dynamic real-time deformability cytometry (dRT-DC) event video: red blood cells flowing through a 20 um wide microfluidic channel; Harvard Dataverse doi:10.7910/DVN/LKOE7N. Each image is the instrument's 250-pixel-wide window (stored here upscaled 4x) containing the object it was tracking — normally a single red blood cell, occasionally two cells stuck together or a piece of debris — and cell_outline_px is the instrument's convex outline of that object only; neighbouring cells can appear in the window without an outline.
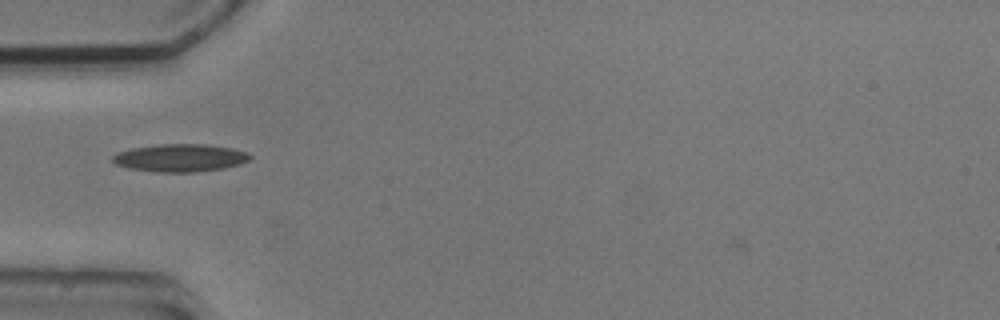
{"species": "common noctule bat (a hibernating species)", "species_latin": "Nyctalus noctula", "temperature_condition": "cold", "stored_images_in_passage": 7, "camera_frame_rate_fps": 3000, "um_per_image_px": 0.085, "animal": {"sex": "male", "body_mass_g": 20.5, "forearm_length_mm": 52.5}, "frame": {"image": 1, "passage_image": 4, "time_ms": 3.667, "image_size_px": [1000, 320], "cell_outline_px": [[252, 156], [248, 160], [240, 164], [224, 168], [196, 172], [156, 172], [128, 168], [116, 164], [112, 160], [112, 156], [116, 152], [132, 148], [160, 144], [204, 144], [232, 148], [248, 152]], "centroid_in_image_um": [15.31, 13.42], "position_along_channel_um": 69.7, "area_um2": 22.25}}